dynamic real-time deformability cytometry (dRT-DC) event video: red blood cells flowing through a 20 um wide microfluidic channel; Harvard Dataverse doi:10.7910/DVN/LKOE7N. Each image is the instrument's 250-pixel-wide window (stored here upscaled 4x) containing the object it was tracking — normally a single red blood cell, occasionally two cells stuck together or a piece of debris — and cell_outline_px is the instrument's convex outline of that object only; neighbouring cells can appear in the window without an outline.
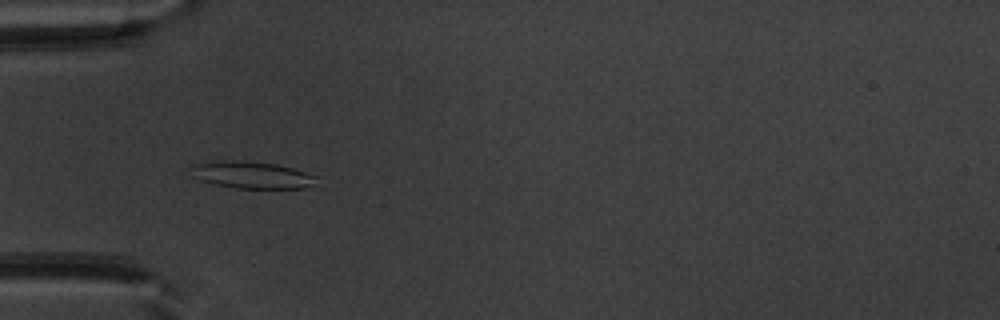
{"species": "common noctule bat (a hibernating species)", "species_latin": "Nyctalus noctula", "temperature_condition": "warm", "stored_images_in_passage": 52, "camera_frame_rate_fps": 3000, "um_per_image_px": 0.085, "animal": {"sex": "male", "body_mass_g": 20.1, "forearm_length_mm": 53.5}, "frame": {"image": 1, "passage_image": 17, "time_ms": 5.333, "image_size_px": [1000, 320], "cell_outline_px": [[320, 176], [312, 184], [304, 188], [236, 188], [216, 184], [204, 180], [196, 176], [192, 164], [212, 160], [244, 160], [276, 164], [292, 168]], "centroid_in_image_um": [21.46, 14.85], "position_along_channel_um": 63.5, "area_um2": 19.54}}
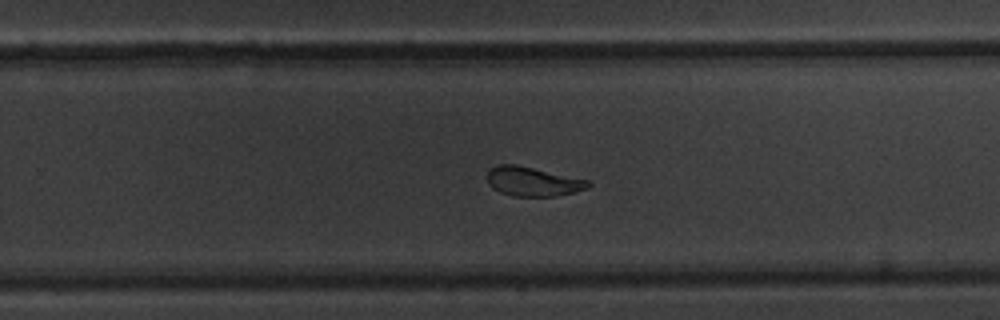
{"frame": {"image": 2, "passage_image": 34, "time_ms": 11.0, "image_size_px": [1000, 320], "cell_outline_px": [[592, 184], [588, 188], [576, 192], [556, 196], [512, 196], [500, 192], [492, 188], [488, 184], [488, 172], [496, 164], [516, 164], [588, 180]], "centroid_in_image_um": [45.29, 15.43], "position_along_channel_um": 284.5, "area_um2": 17.22}}
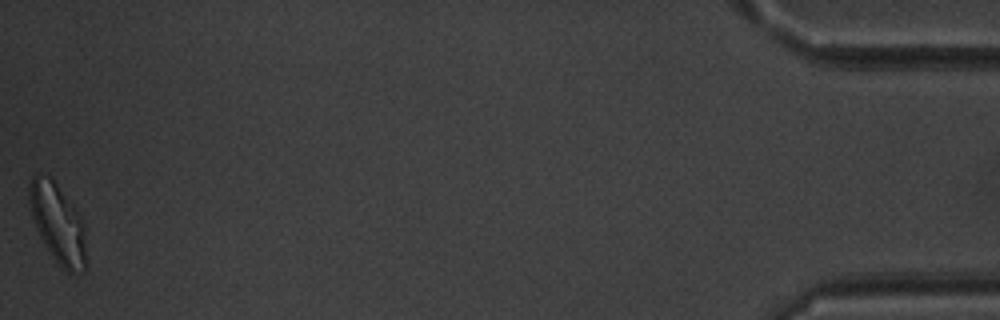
{"frame": {"image": 3, "passage_image": 52, "time_ms": 17.0, "image_size_px": [1000, 320], "cell_outline_px": [[88, 268], [84, 272], [72, 276], [52, 256], [44, 244], [36, 228], [32, 216], [28, 200], [28, 184], [32, 176], [36, 172], [52, 176], [80, 216], [84, 228], [88, 264]], "centroid_in_image_um": [4.93, 19.0], "position_along_channel_um": 430.3, "area_um2": 26.99}, "authors_computed_cell_mechanics": {"area_um2": 19.9699, "velocity_mm_per_s": 3.9462, "shape_relaxation_time_tau1_ms": 5.16, "shape_relaxation_time_tau2_ms": 2.5302, "deformation_change_tau1": 0.1471, "deformation_change_tau2": 0.0656}}